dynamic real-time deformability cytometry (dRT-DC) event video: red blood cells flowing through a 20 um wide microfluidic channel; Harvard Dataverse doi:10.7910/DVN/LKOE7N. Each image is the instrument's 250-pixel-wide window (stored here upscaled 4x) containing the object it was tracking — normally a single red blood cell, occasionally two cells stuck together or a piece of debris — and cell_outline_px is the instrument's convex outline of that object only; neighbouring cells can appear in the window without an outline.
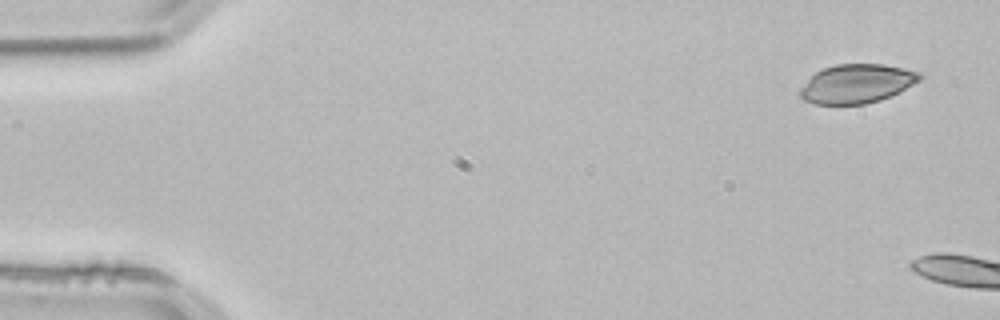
{"species": "common noctule bat (a hibernating species)", "species_latin": "Nyctalus noctula", "temperature_condition": "room temperature", "stored_images_in_passage": 10, "camera_frame_rate_fps": 3000, "um_per_image_px": 0.085, "animal": {"sex": "male", "body_mass_g": 21.5, "forearm_length_mm": 52.0}, "frame": {"image": 1, "passage_image": 1, "time_ms": 0.0, "image_size_px": [1000, 320], "cell_outline_px": [[924, 76], [920, 80], [900, 92], [880, 100], [864, 104], [816, 104], [804, 100], [800, 96], [800, 88], [816, 72], [824, 68], [836, 64], [884, 64], [904, 68], [920, 72]], "centroid_in_image_um": [72.86, 7.11], "position_along_channel_um": 12.1, "area_um2": 27.11}}